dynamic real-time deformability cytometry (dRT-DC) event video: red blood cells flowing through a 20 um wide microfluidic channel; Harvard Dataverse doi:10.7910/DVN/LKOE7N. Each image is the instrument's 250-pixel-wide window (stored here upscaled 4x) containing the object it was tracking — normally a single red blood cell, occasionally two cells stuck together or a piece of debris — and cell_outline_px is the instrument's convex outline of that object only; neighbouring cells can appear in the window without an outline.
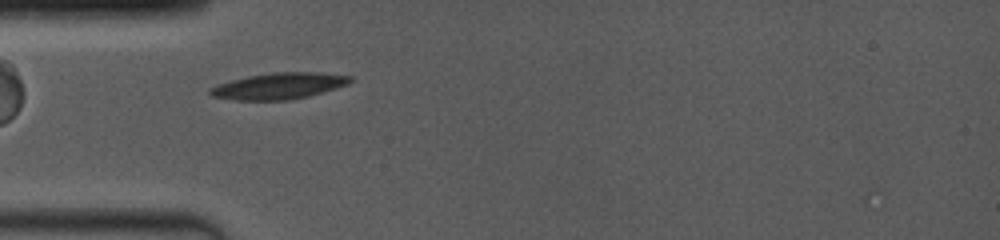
{"species": "common noctule bat (a hibernating species)", "species_latin": "Nyctalus noctula", "temperature_condition": "room temperature", "stored_images_in_passage": 61, "camera_frame_rate_fps": 4000, "um_per_image_px": 0.085, "animal": {"sex": "female", "body_mass_g": 19.0, "forearm_length_mm": 53.3}, "frame": {"image": 1, "passage_image": 10, "time_ms": 1.25, "image_size_px": [1000, 240], "cell_outline_px": [[352, 80], [348, 84], [308, 96], [288, 100], [236, 100], [212, 96], [208, 92], [208, 88], [232, 80], [248, 76], [272, 72], [320, 72], [352, 76]], "centroid_in_image_um": [23.7, 7.3], "position_along_channel_um": 61.3, "area_um2": 21.33}}
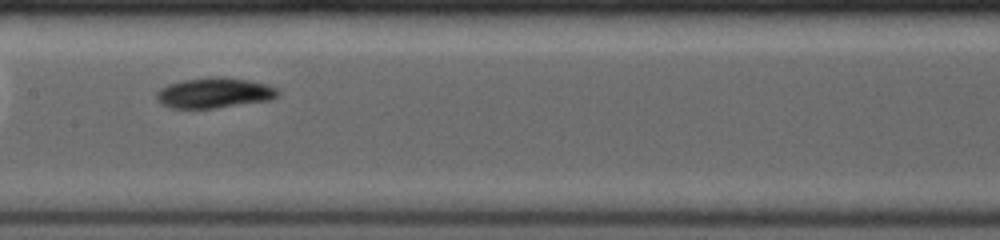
{"frame": {"image": 2, "passage_image": 30, "time_ms": 4.5, "image_size_px": [1000, 240], "cell_outline_px": [[280, 96], [272, 100], [216, 108], [172, 108], [160, 104], [156, 96], [156, 92], [160, 88], [168, 84], [184, 80], [212, 76], [216, 76], [248, 80], [280, 88]], "centroid_in_image_um": [18.25, 7.9], "position_along_channel_um": 189.1, "area_um2": 21.68}}
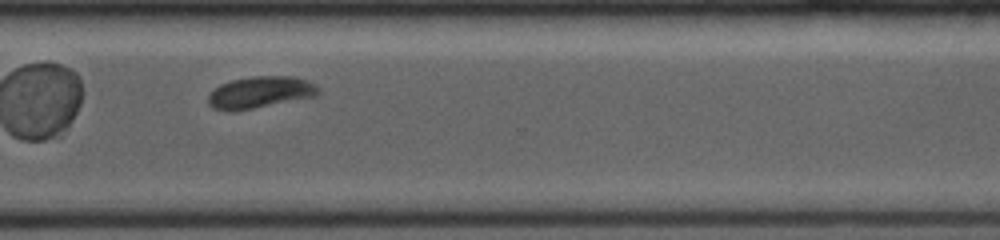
{"frame": {"image": 3, "passage_image": 50, "time_ms": 8.5, "image_size_px": [1000, 240], "cell_outline_px": [[320, 92], [316, 96], [232, 112], [212, 108], [208, 104], [208, 96], [220, 84], [232, 80], [252, 76], [292, 76], [308, 80], [316, 84], [320, 88]], "centroid_in_image_um": [22.13, 7.84], "position_along_channel_um": 348.5, "area_um2": 20.4}, "authors_computed_cell_mechanics": {"area_um2": 20.7502, "velocity_mm_per_s": 3.9858, "shape_relaxation_time_tau1_ms": 3.0016, "shape_relaxation_time_tau2_ms": 2.2373, "deformation_change_tau1": 0.1293, "deformation_change_tau2": 0.0604}}